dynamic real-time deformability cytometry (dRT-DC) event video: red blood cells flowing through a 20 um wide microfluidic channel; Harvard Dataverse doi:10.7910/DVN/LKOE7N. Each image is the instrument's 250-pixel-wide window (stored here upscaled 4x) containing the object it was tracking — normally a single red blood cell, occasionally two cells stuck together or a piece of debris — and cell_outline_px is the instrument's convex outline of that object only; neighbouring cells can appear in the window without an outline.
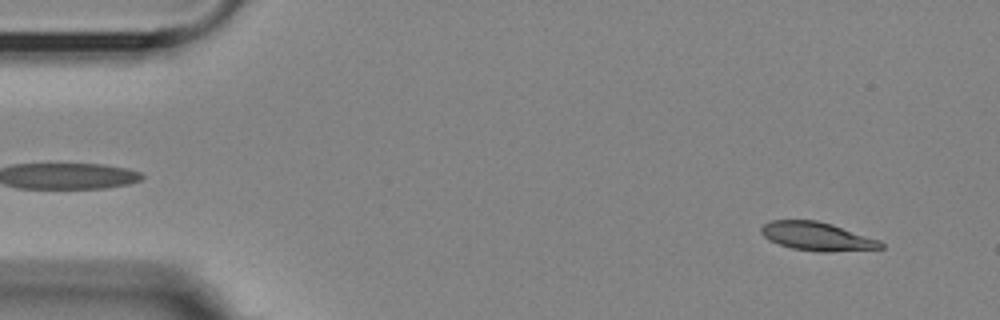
{"species": "Egyptian fruit bat (a non-hibernating species)", "species_latin": "Rousettus aegyptiacus", "temperature_condition": "room temperature", "stored_images_in_passage": 56, "segment_of_instrument_passage": [1, 2], "camera_frame_rate_fps": 3000, "um_per_image_px": 0.085, "animal": {"sex": "female"}, "frame": {"image": 1, "passage_image": 4, "time_ms": 1.0, "image_size_px": [1000, 320], "cell_outline_px": [[884, 248], [824, 252], [792, 248], [768, 240], [760, 232], [760, 228], [764, 224], [772, 220], [816, 220], [832, 224], [880, 240], [884, 244]], "centroid_in_image_um": [69.44, 20.08], "position_along_channel_um": 15.6, "area_um2": 19.71}}
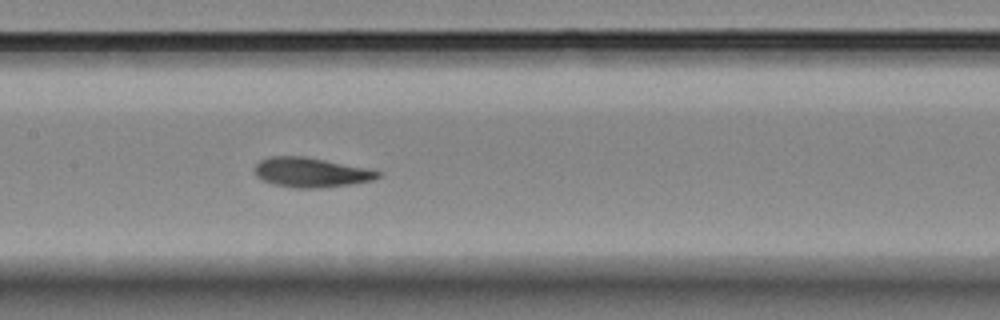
{"frame": {"image": 2, "passage_image": 26, "time_ms": 8.333, "image_size_px": [1000, 320], "cell_outline_px": [[380, 176], [372, 180], [348, 184], [316, 188], [296, 188], [276, 184], [264, 180], [256, 176], [256, 164], [260, 160], [272, 156], [304, 156], [324, 160], [380, 172]], "centroid_in_image_um": [26.37, 14.65], "position_along_channel_um": 181.0, "area_um2": 20.52}}
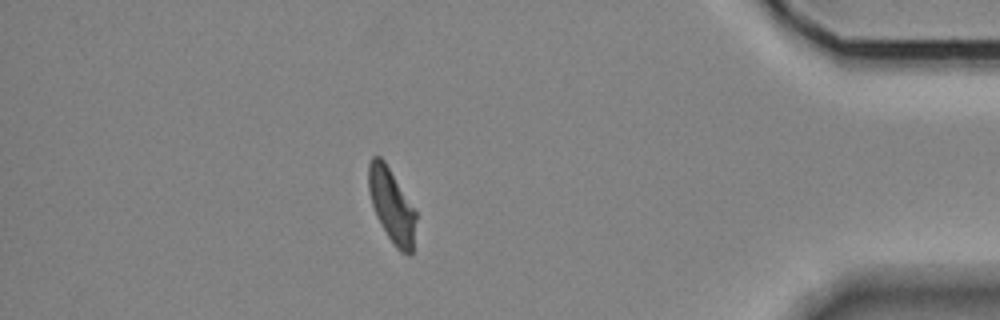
{"frame": {"image": 3, "passage_image": 48, "time_ms": 15.667, "image_size_px": [1000, 320], "cell_outline_px": [[416, 220], [412, 252], [408, 256], [400, 252], [392, 244], [376, 216], [372, 204], [368, 188], [368, 164], [372, 156], [380, 156], [384, 160], [416, 212]], "centroid_in_image_um": [33.28, 17.49], "position_along_channel_um": 401.9, "area_um2": 20.29}}